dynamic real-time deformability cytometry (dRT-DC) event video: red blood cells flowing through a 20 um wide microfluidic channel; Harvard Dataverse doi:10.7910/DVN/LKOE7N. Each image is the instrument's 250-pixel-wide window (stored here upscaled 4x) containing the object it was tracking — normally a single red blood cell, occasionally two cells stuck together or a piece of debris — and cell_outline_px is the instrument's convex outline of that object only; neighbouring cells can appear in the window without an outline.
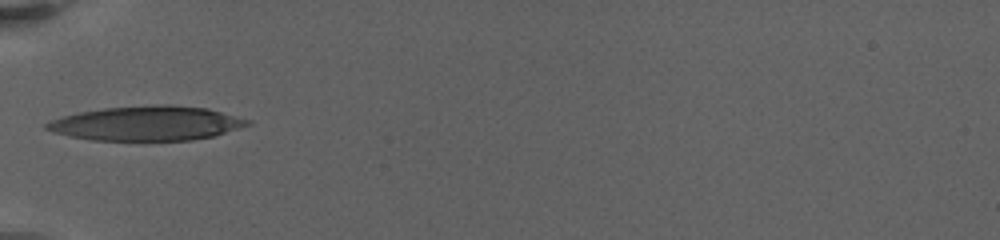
{"species": "human", "species_latin": "Homo sapiens", "temperature_condition": "warm", "stored_images_in_passage": 18, "camera_frame_rate_fps": 3000, "um_per_image_px": 0.085, "donor": {"sex": "female"}, "frame": {"image": 1, "passage_image": 1, "time_ms": 0.0, "image_size_px": [1000, 240], "cell_outline_px": [[252, 124], [212, 136], [192, 140], [92, 140], [72, 136], [56, 132], [44, 128], [44, 124], [52, 120], [64, 116], [80, 112], [104, 108], [156, 104], [172, 104], [208, 108], [252, 120]], "centroid_in_image_um": [12.53, 10.47], "position_along_channel_um": 72.5, "area_um2": 40.17}}
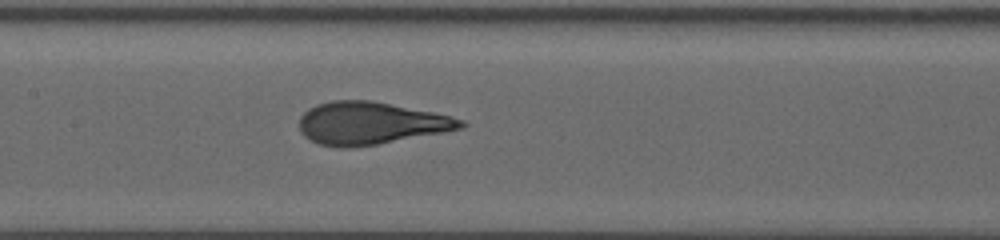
{"frame": {"image": 2, "passage_image": 11, "time_ms": 3.333, "image_size_px": [1000, 240], "cell_outline_px": [[468, 124], [464, 128], [444, 132], [376, 144], [352, 148], [340, 148], [320, 144], [304, 136], [300, 132], [300, 116], [308, 108], [316, 104], [332, 100], [372, 100], [432, 112], [464, 120]], "centroid_in_image_um": [31.48, 10.47], "position_along_channel_um": 175.9, "area_um2": 39.94}}
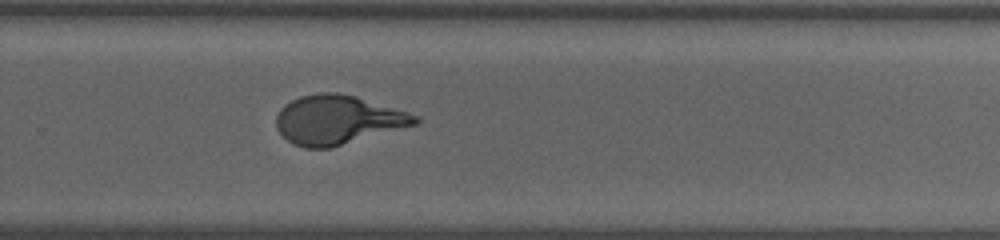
{"frame": {"image": 3, "passage_image": 18, "time_ms": 7.333, "image_size_px": [1000, 240], "cell_outline_px": [[420, 120], [416, 124], [332, 148], [304, 148], [292, 144], [276, 128], [276, 116], [280, 108], [284, 104], [300, 96], [320, 92], [336, 92], [356, 96], [420, 116]], "centroid_in_image_um": [28.68, 10.19], "position_along_channel_um": 301.1, "area_um2": 39.71}}